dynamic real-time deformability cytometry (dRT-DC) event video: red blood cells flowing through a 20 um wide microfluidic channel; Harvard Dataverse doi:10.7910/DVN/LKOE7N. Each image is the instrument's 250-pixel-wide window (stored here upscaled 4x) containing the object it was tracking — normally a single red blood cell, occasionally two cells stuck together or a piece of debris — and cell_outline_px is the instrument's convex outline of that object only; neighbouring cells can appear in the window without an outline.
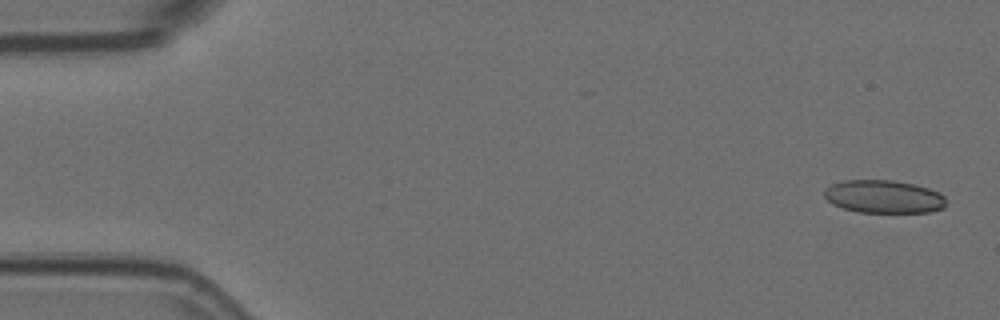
{"species": "Egyptian fruit bat (a non-hibernating species)", "species_latin": "Rousettus aegyptiacus", "temperature_condition": "room temperature", "stored_images_in_passage": 5, "camera_frame_rate_fps": 3000, "um_per_image_px": 0.085, "animal": {"sex": "female"}, "frame": {"image": 1, "passage_image": 1, "time_ms": 0.0, "image_size_px": [1000, 320], "cell_outline_px": [[944, 208], [928, 212], [860, 212], [844, 208], [832, 204], [824, 196], [824, 192], [832, 184], [844, 180], [892, 180], [912, 184], [928, 188], [940, 192], [944, 196]], "centroid_in_image_um": [75.12, 16.71], "position_along_channel_um": 9.9, "area_um2": 23.18}}
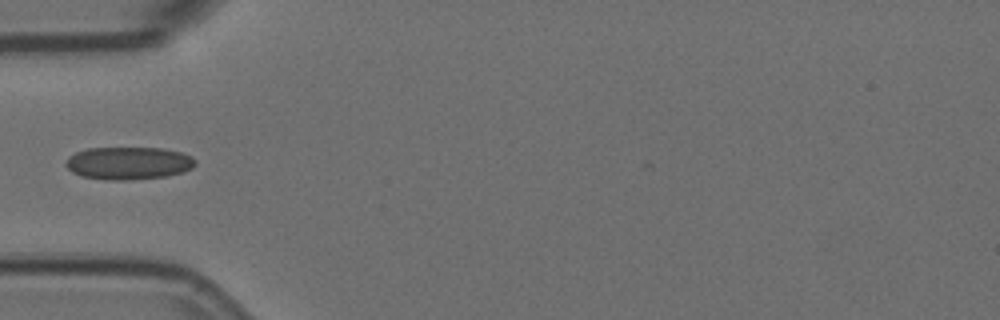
{"frame": {"image": 2, "passage_image": 5, "time_ms": 1.333, "image_size_px": [1000, 320], "cell_outline_px": [[196, 164], [192, 168], [184, 172], [168, 176], [132, 180], [108, 180], [80, 176], [72, 172], [68, 168], [68, 156], [76, 152], [88, 148], [164, 148], [180, 152], [192, 156], [196, 160]], "centroid_in_image_um": [10.97, 13.87], "position_along_channel_um": 74.0, "area_um2": 24.8}}